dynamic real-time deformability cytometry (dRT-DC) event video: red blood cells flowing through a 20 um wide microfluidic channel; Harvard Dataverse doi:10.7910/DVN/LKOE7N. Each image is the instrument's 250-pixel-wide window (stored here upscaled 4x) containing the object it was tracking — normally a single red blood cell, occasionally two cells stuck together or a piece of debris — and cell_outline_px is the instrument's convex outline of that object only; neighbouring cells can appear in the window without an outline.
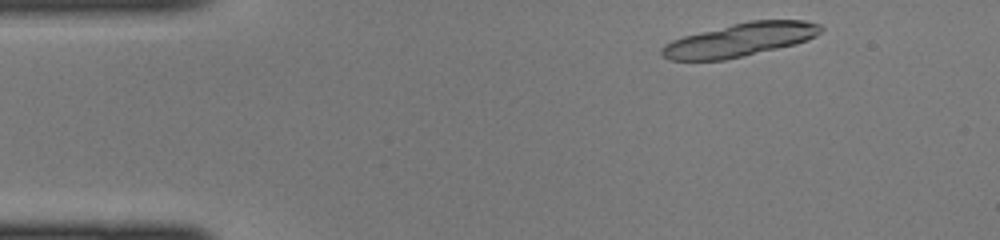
{"species": "common noctule bat (a hibernating species)", "species_latin": "Nyctalus noctula", "temperature_condition": "cold", "stored_images_in_passage": 11, "camera_frame_rate_fps": 3000, "um_per_image_px": 0.085, "animal": {"sex": "female", "body_mass_g": 22.0, "forearm_length_mm": 56.7}, "frame": {"image": 1, "passage_image": 2, "time_ms": 0.333, "image_size_px": [1000, 240], "cell_outline_px": [[824, 28], [816, 36], [792, 44], [776, 48], [724, 60], [668, 60], [660, 52], [660, 48], [664, 44], [672, 40], [684, 36], [748, 20], [804, 20], [820, 24]], "centroid_in_image_um": [62.87, 3.37], "position_along_channel_um": 22.1, "area_um2": 30.52}}